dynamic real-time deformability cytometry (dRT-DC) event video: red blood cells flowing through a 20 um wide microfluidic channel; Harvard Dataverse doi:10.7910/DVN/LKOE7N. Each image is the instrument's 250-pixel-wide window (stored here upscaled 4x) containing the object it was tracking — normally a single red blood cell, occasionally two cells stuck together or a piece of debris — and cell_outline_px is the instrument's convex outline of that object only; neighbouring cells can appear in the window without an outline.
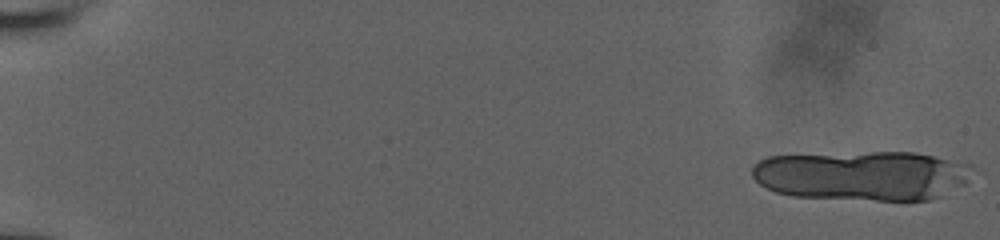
{"species": "human", "species_latin": "Homo sapiens", "temperature_condition": "room temperature", "stored_images_in_passage": 24, "camera_frame_rate_fps": 3000, "um_per_image_px": 0.085, "donor": {"sex": "male"}, "frame": {"image": 1, "passage_image": 1, "time_ms": 0.0, "image_size_px": [1000, 240], "cell_outline_px": [[976, 168], [964, 184], [932, 200], [876, 200], [792, 196], [776, 192], [760, 184], [752, 176], [752, 164], [768, 156], [872, 152], [912, 152], [972, 164]], "centroid_in_image_um": [73.3, 14.92], "position_along_channel_um": 11.7, "area_um2": 63.87}}